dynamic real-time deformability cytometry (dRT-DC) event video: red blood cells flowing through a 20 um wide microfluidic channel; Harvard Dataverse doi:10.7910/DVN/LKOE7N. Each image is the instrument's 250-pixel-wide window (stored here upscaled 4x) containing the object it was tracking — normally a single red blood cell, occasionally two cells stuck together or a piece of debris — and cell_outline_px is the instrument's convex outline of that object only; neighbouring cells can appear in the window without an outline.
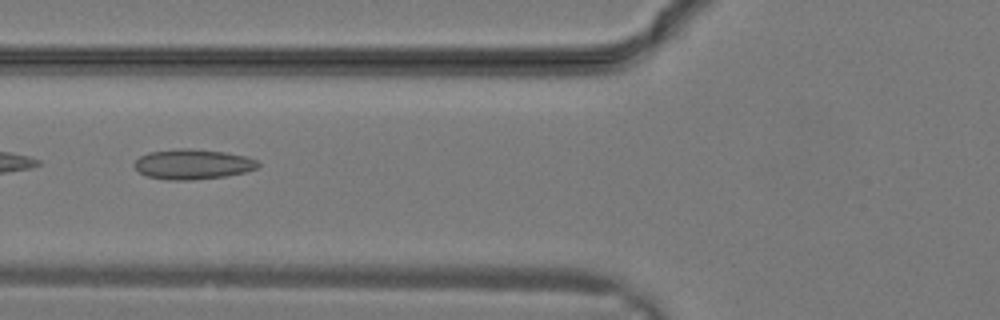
{"species": "common noctule bat (a hibernating species)", "species_latin": "Nyctalus noctula", "temperature_condition": "warm", "stored_images_in_passage": 17, "camera_frame_rate_fps": 3000, "um_per_image_px": 0.085, "animal": {"sex": "male", "body_mass_g": 19.2, "forearm_length_mm": 51.8}, "frame": {"image": 1, "passage_image": 12, "time_ms": 3.667, "image_size_px": [1000, 320], "cell_outline_px": [[260, 164], [256, 168], [244, 172], [224, 176], [192, 180], [168, 180], [148, 176], [140, 172], [132, 164], [140, 156], [148, 152], [180, 148], [192, 148], [224, 152], [248, 156], [256, 160]], "centroid_in_image_um": [16.37, 13.95], "position_along_channel_um": 109.4, "area_um2": 21.68}}